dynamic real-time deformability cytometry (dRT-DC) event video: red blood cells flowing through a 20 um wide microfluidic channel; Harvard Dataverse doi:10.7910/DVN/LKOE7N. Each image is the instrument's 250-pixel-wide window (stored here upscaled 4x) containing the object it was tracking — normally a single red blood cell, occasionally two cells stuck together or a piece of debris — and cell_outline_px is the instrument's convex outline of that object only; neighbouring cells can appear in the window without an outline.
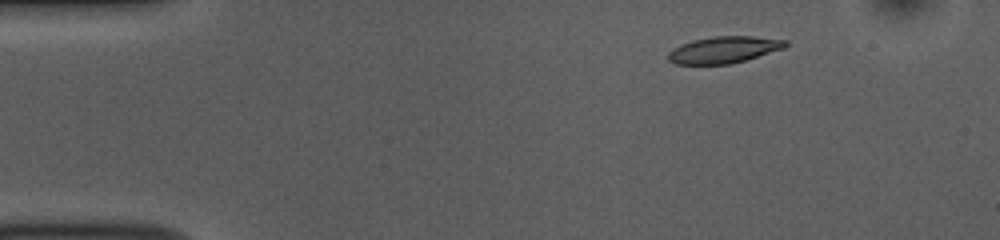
{"species": "common noctule bat (a hibernating species)", "species_latin": "Nyctalus noctula", "temperature_condition": "room temperature", "stored_images_in_passage": 51, "camera_frame_rate_fps": 3000, "um_per_image_px": 0.085, "animal": {"sex": "female", "body_mass_g": 10.0, "forearm_length_mm": 53.1}, "frame": {"image": 1, "passage_image": 5, "time_ms": 1.333, "image_size_px": [1000, 240], "cell_outline_px": [[788, 44], [784, 48], [732, 64], [676, 64], [668, 60], [668, 52], [672, 48], [680, 44], [692, 40], [716, 36], [752, 36], [788, 40]], "centroid_in_image_um": [61.51, 4.22], "position_along_channel_um": 23.5, "area_um2": 18.26}}
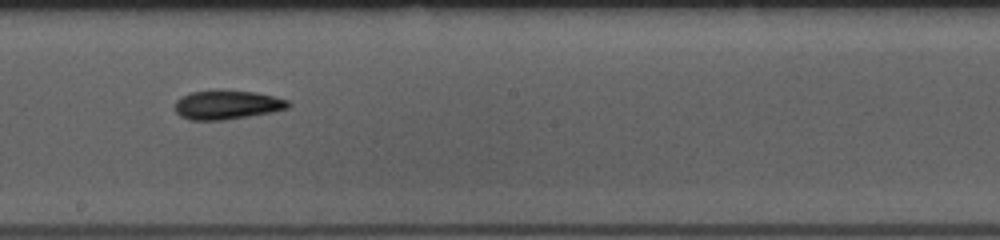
{"frame": {"image": 2, "passage_image": 27, "time_ms": 8.667, "image_size_px": [1000, 240], "cell_outline_px": [[292, 104], [288, 108], [272, 112], [224, 120], [188, 120], [180, 116], [176, 112], [176, 100], [180, 96], [192, 92], [216, 88], [256, 92], [288, 100]], "centroid_in_image_um": [19.28, 8.88], "position_along_channel_um": 228.9, "area_um2": 19.59}}
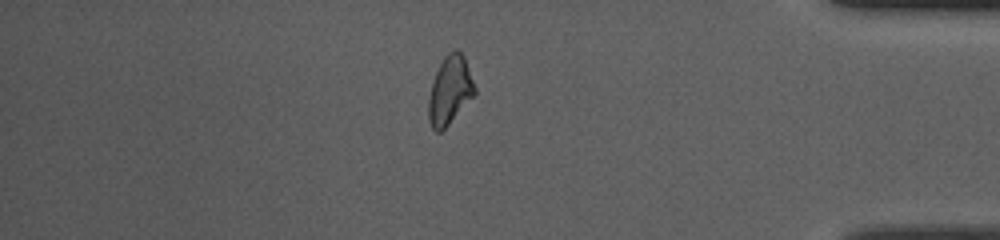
{"frame": {"image": 3, "passage_image": 43, "time_ms": 14.0, "image_size_px": [1000, 240], "cell_outline_px": [[476, 92], [448, 124], [440, 132], [436, 132], [432, 128], [428, 120], [428, 96], [436, 72], [444, 56], [448, 52], [456, 48], [464, 56], [476, 88]], "centroid_in_image_um": [38.22, 7.66], "position_along_channel_um": 397.0, "area_um2": 18.15}, "authors_computed_cell_mechanics": {"area_um2": 18.5538, "velocity_mm_per_s": 3.7602, "shape_relaxation_time_tau1_ms": 4.7605, "shape_relaxation_time_tau2_ms": null, "deformation_change_tau1": 0.1506, "deformation_change_tau2": null}}